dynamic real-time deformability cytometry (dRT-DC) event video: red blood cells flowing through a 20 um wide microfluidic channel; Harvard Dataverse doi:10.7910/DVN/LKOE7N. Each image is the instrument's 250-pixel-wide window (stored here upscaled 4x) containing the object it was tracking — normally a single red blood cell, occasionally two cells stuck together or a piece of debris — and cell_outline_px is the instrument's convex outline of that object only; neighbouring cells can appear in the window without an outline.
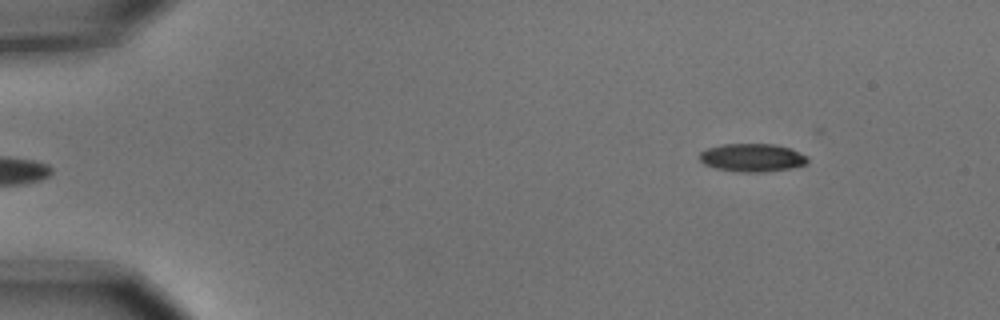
{"species": "common noctule bat (a hibernating species)", "species_latin": "Nyctalus noctula", "temperature_condition": "cold", "stored_images_in_passage": 6, "segment_of_instrument_passage": [2, 2], "camera_frame_rate_fps": 3000, "um_per_image_px": 0.085, "animal": {"sex": "male", "body_mass_g": 15.6}, "frame": {"image": 1, "passage_image": 6, "time_ms": 1.667, "image_size_px": [1000, 320], "cell_outline_px": [[808, 164], [792, 168], [764, 172], [736, 172], [716, 168], [704, 164], [700, 160], [700, 152], [708, 148], [720, 144], [776, 144], [788, 148], [808, 156]], "centroid_in_image_um": [63.95, 13.4], "position_along_channel_um": 21.1, "area_um2": 17.8}}